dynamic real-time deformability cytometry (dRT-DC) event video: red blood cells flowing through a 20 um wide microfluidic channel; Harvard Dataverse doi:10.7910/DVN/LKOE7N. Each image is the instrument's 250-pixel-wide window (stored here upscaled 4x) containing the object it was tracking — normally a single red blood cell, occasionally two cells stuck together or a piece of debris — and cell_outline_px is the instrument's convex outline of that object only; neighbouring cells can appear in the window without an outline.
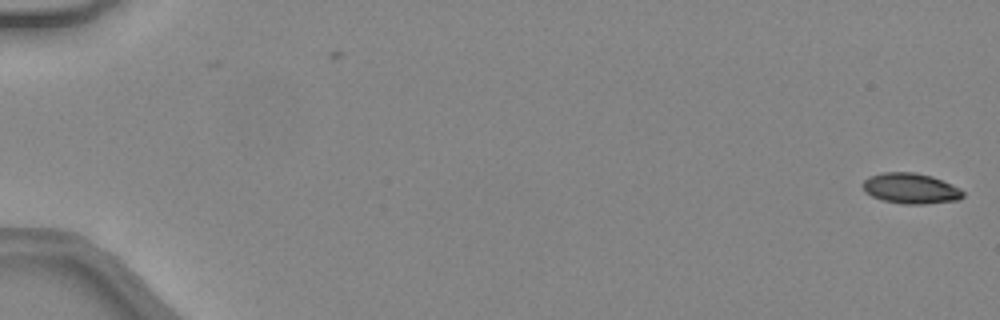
{"species": "common noctule bat (a hibernating species)", "species_latin": "Nyctalus noctula", "temperature_condition": "warm", "stored_images_in_passage": 48, "camera_frame_rate_fps": 3000, "um_per_image_px": 0.085, "animal": {"sex": "female", "body_mass_g": 24.6, "forearm_length_mm": 56.2}, "frame": {"image": 1, "passage_image": 1, "time_ms": 0.0, "image_size_px": [1000, 320], "cell_outline_px": [[964, 196], [960, 200], [924, 204], [904, 204], [880, 200], [864, 192], [864, 180], [868, 176], [884, 172], [916, 172], [932, 176], [952, 184], [960, 188], [964, 192]], "centroid_in_image_um": [77.43, 16.02], "position_along_channel_um": 7.6, "area_um2": 18.03}}
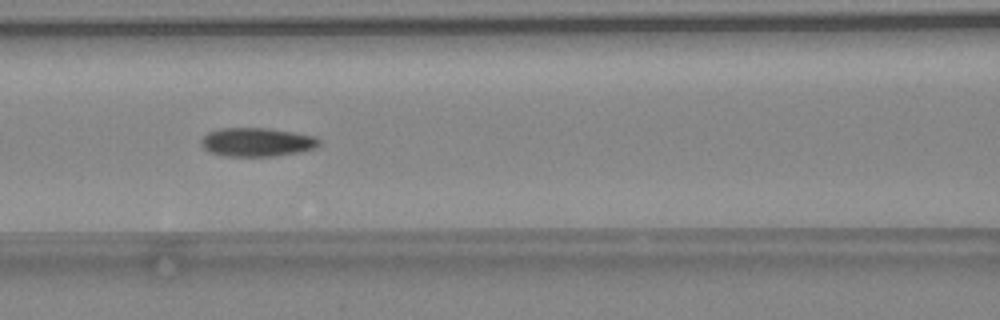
{"frame": {"image": 2, "passage_image": 23, "time_ms": 7.333, "image_size_px": [1000, 320], "cell_outline_px": [[320, 144], [316, 148], [300, 152], [272, 156], [224, 156], [208, 152], [200, 144], [200, 140], [208, 132], [220, 128], [268, 128], [316, 136], [320, 140]], "centroid_in_image_um": [21.83, 12.08], "position_along_channel_um": 144.8, "area_um2": 19.88}}
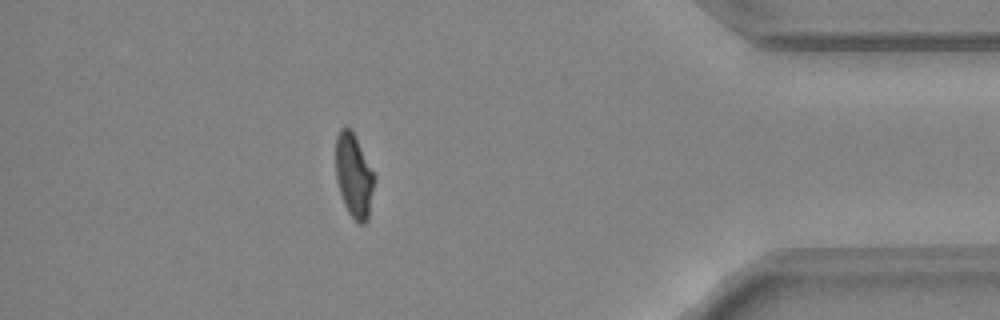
{"frame": {"image": 3, "passage_image": 43, "time_ms": 14.0, "image_size_px": [1000, 320], "cell_outline_px": [[376, 180], [368, 220], [364, 224], [360, 224], [348, 212], [344, 204], [336, 180], [336, 136], [340, 128], [348, 128], [352, 132], [376, 176]], "centroid_in_image_um": [30.1, 14.98], "position_along_channel_um": 405.1, "area_um2": 18.79}, "authors_computed_cell_mechanics": {"area_um2": 19.3341, "velocity_mm_per_s": 4.444, "shape_relaxation_time_tau1_ms": null, "shape_relaxation_time_tau2_ms": 3.1379, "deformation_change_tau1": null, "deformation_change_tau2": 0.0909}}